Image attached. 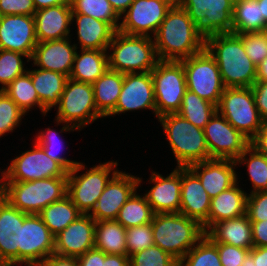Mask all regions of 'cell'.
<instances>
[{
  "label": "cell",
  "mask_w": 267,
  "mask_h": 266,
  "mask_svg": "<svg viewBox=\"0 0 267 266\" xmlns=\"http://www.w3.org/2000/svg\"><path fill=\"white\" fill-rule=\"evenodd\" d=\"M96 221L89 214H81L54 237V253L79 257L94 248Z\"/></svg>",
  "instance_id": "20"
},
{
  "label": "cell",
  "mask_w": 267,
  "mask_h": 266,
  "mask_svg": "<svg viewBox=\"0 0 267 266\" xmlns=\"http://www.w3.org/2000/svg\"><path fill=\"white\" fill-rule=\"evenodd\" d=\"M141 178L116 169L89 215L96 221L115 220L121 207L141 185Z\"/></svg>",
  "instance_id": "16"
},
{
  "label": "cell",
  "mask_w": 267,
  "mask_h": 266,
  "mask_svg": "<svg viewBox=\"0 0 267 266\" xmlns=\"http://www.w3.org/2000/svg\"><path fill=\"white\" fill-rule=\"evenodd\" d=\"M175 2L176 0H134L123 14L118 31L129 35L155 36L167 11Z\"/></svg>",
  "instance_id": "13"
},
{
  "label": "cell",
  "mask_w": 267,
  "mask_h": 266,
  "mask_svg": "<svg viewBox=\"0 0 267 266\" xmlns=\"http://www.w3.org/2000/svg\"><path fill=\"white\" fill-rule=\"evenodd\" d=\"M264 36H265V40H266V43H267V27L262 31Z\"/></svg>",
  "instance_id": "64"
},
{
  "label": "cell",
  "mask_w": 267,
  "mask_h": 266,
  "mask_svg": "<svg viewBox=\"0 0 267 266\" xmlns=\"http://www.w3.org/2000/svg\"><path fill=\"white\" fill-rule=\"evenodd\" d=\"M106 255L103 251L93 248L77 257V261L79 266H102Z\"/></svg>",
  "instance_id": "53"
},
{
  "label": "cell",
  "mask_w": 267,
  "mask_h": 266,
  "mask_svg": "<svg viewBox=\"0 0 267 266\" xmlns=\"http://www.w3.org/2000/svg\"><path fill=\"white\" fill-rule=\"evenodd\" d=\"M56 122L65 123L60 133L81 130L102 116L98 113L94 102V89L91 83L68 78L64 91L60 96Z\"/></svg>",
  "instance_id": "7"
},
{
  "label": "cell",
  "mask_w": 267,
  "mask_h": 266,
  "mask_svg": "<svg viewBox=\"0 0 267 266\" xmlns=\"http://www.w3.org/2000/svg\"><path fill=\"white\" fill-rule=\"evenodd\" d=\"M76 19L80 49L107 50L116 30L107 22L85 14L72 13Z\"/></svg>",
  "instance_id": "27"
},
{
  "label": "cell",
  "mask_w": 267,
  "mask_h": 266,
  "mask_svg": "<svg viewBox=\"0 0 267 266\" xmlns=\"http://www.w3.org/2000/svg\"><path fill=\"white\" fill-rule=\"evenodd\" d=\"M216 112V105L187 90L177 113L203 129Z\"/></svg>",
  "instance_id": "37"
},
{
  "label": "cell",
  "mask_w": 267,
  "mask_h": 266,
  "mask_svg": "<svg viewBox=\"0 0 267 266\" xmlns=\"http://www.w3.org/2000/svg\"><path fill=\"white\" fill-rule=\"evenodd\" d=\"M187 11L189 17L199 27L205 20V11H208L209 0H176Z\"/></svg>",
  "instance_id": "51"
},
{
  "label": "cell",
  "mask_w": 267,
  "mask_h": 266,
  "mask_svg": "<svg viewBox=\"0 0 267 266\" xmlns=\"http://www.w3.org/2000/svg\"><path fill=\"white\" fill-rule=\"evenodd\" d=\"M116 166H118L117 162H105L77 176L80 170L86 169L83 163L78 162L68 172L67 195L82 214H89L94 209L97 200L112 178L109 174Z\"/></svg>",
  "instance_id": "8"
},
{
  "label": "cell",
  "mask_w": 267,
  "mask_h": 266,
  "mask_svg": "<svg viewBox=\"0 0 267 266\" xmlns=\"http://www.w3.org/2000/svg\"><path fill=\"white\" fill-rule=\"evenodd\" d=\"M178 266H222V264L217 246L205 235L178 262Z\"/></svg>",
  "instance_id": "41"
},
{
  "label": "cell",
  "mask_w": 267,
  "mask_h": 266,
  "mask_svg": "<svg viewBox=\"0 0 267 266\" xmlns=\"http://www.w3.org/2000/svg\"><path fill=\"white\" fill-rule=\"evenodd\" d=\"M24 115L25 113L4 90H0V137L5 133L13 132Z\"/></svg>",
  "instance_id": "44"
},
{
  "label": "cell",
  "mask_w": 267,
  "mask_h": 266,
  "mask_svg": "<svg viewBox=\"0 0 267 266\" xmlns=\"http://www.w3.org/2000/svg\"><path fill=\"white\" fill-rule=\"evenodd\" d=\"M36 8L33 0H0V16L27 15L33 16Z\"/></svg>",
  "instance_id": "50"
},
{
  "label": "cell",
  "mask_w": 267,
  "mask_h": 266,
  "mask_svg": "<svg viewBox=\"0 0 267 266\" xmlns=\"http://www.w3.org/2000/svg\"><path fill=\"white\" fill-rule=\"evenodd\" d=\"M72 13L85 14L109 23L116 31L120 27V17L108 0H70Z\"/></svg>",
  "instance_id": "40"
},
{
  "label": "cell",
  "mask_w": 267,
  "mask_h": 266,
  "mask_svg": "<svg viewBox=\"0 0 267 266\" xmlns=\"http://www.w3.org/2000/svg\"><path fill=\"white\" fill-rule=\"evenodd\" d=\"M152 36L129 35L116 31L107 48L108 67L120 73L151 72L159 61Z\"/></svg>",
  "instance_id": "5"
},
{
  "label": "cell",
  "mask_w": 267,
  "mask_h": 266,
  "mask_svg": "<svg viewBox=\"0 0 267 266\" xmlns=\"http://www.w3.org/2000/svg\"><path fill=\"white\" fill-rule=\"evenodd\" d=\"M154 245L168 252L178 262L204 236L203 226L179 213H157L152 220Z\"/></svg>",
  "instance_id": "3"
},
{
  "label": "cell",
  "mask_w": 267,
  "mask_h": 266,
  "mask_svg": "<svg viewBox=\"0 0 267 266\" xmlns=\"http://www.w3.org/2000/svg\"><path fill=\"white\" fill-rule=\"evenodd\" d=\"M38 42L68 38L72 23L70 4H62L40 9L33 15Z\"/></svg>",
  "instance_id": "25"
},
{
  "label": "cell",
  "mask_w": 267,
  "mask_h": 266,
  "mask_svg": "<svg viewBox=\"0 0 267 266\" xmlns=\"http://www.w3.org/2000/svg\"><path fill=\"white\" fill-rule=\"evenodd\" d=\"M58 135V132L47 128L44 131L42 130V132L37 135L36 142L44 149L45 153L49 157L57 161L67 172H69L78 162L69 160L66 157H61L59 153L57 154V151L61 149L60 146L62 147V145H60L62 143L59 137H57Z\"/></svg>",
  "instance_id": "45"
},
{
  "label": "cell",
  "mask_w": 267,
  "mask_h": 266,
  "mask_svg": "<svg viewBox=\"0 0 267 266\" xmlns=\"http://www.w3.org/2000/svg\"><path fill=\"white\" fill-rule=\"evenodd\" d=\"M80 51L81 54L76 51L69 78L93 84L109 68V54L107 50L81 49Z\"/></svg>",
  "instance_id": "31"
},
{
  "label": "cell",
  "mask_w": 267,
  "mask_h": 266,
  "mask_svg": "<svg viewBox=\"0 0 267 266\" xmlns=\"http://www.w3.org/2000/svg\"><path fill=\"white\" fill-rule=\"evenodd\" d=\"M236 165L235 160L211 158L191 164L188 168L199 178L212 199L238 182L234 170Z\"/></svg>",
  "instance_id": "21"
},
{
  "label": "cell",
  "mask_w": 267,
  "mask_h": 266,
  "mask_svg": "<svg viewBox=\"0 0 267 266\" xmlns=\"http://www.w3.org/2000/svg\"><path fill=\"white\" fill-rule=\"evenodd\" d=\"M205 235L213 243H226L248 250L253 248L252 226L247 214L215 223Z\"/></svg>",
  "instance_id": "26"
},
{
  "label": "cell",
  "mask_w": 267,
  "mask_h": 266,
  "mask_svg": "<svg viewBox=\"0 0 267 266\" xmlns=\"http://www.w3.org/2000/svg\"><path fill=\"white\" fill-rule=\"evenodd\" d=\"M210 203L211 198L199 178L188 167H181L180 213L198 221L206 232Z\"/></svg>",
  "instance_id": "22"
},
{
  "label": "cell",
  "mask_w": 267,
  "mask_h": 266,
  "mask_svg": "<svg viewBox=\"0 0 267 266\" xmlns=\"http://www.w3.org/2000/svg\"><path fill=\"white\" fill-rule=\"evenodd\" d=\"M256 81H267V57L257 66Z\"/></svg>",
  "instance_id": "61"
},
{
  "label": "cell",
  "mask_w": 267,
  "mask_h": 266,
  "mask_svg": "<svg viewBox=\"0 0 267 266\" xmlns=\"http://www.w3.org/2000/svg\"><path fill=\"white\" fill-rule=\"evenodd\" d=\"M94 248L106 254L128 255L126 228L116 220L96 222Z\"/></svg>",
  "instance_id": "33"
},
{
  "label": "cell",
  "mask_w": 267,
  "mask_h": 266,
  "mask_svg": "<svg viewBox=\"0 0 267 266\" xmlns=\"http://www.w3.org/2000/svg\"><path fill=\"white\" fill-rule=\"evenodd\" d=\"M152 37L159 60L180 61L205 49V37L177 2Z\"/></svg>",
  "instance_id": "1"
},
{
  "label": "cell",
  "mask_w": 267,
  "mask_h": 266,
  "mask_svg": "<svg viewBox=\"0 0 267 266\" xmlns=\"http://www.w3.org/2000/svg\"><path fill=\"white\" fill-rule=\"evenodd\" d=\"M126 244L129 257L154 245L152 223L126 228Z\"/></svg>",
  "instance_id": "46"
},
{
  "label": "cell",
  "mask_w": 267,
  "mask_h": 266,
  "mask_svg": "<svg viewBox=\"0 0 267 266\" xmlns=\"http://www.w3.org/2000/svg\"><path fill=\"white\" fill-rule=\"evenodd\" d=\"M111 4L113 10L117 13L119 17H122L127 9L130 7L134 0H108Z\"/></svg>",
  "instance_id": "59"
},
{
  "label": "cell",
  "mask_w": 267,
  "mask_h": 266,
  "mask_svg": "<svg viewBox=\"0 0 267 266\" xmlns=\"http://www.w3.org/2000/svg\"><path fill=\"white\" fill-rule=\"evenodd\" d=\"M242 39L246 55L258 66L267 57V43L263 32L237 33Z\"/></svg>",
  "instance_id": "47"
},
{
  "label": "cell",
  "mask_w": 267,
  "mask_h": 266,
  "mask_svg": "<svg viewBox=\"0 0 267 266\" xmlns=\"http://www.w3.org/2000/svg\"><path fill=\"white\" fill-rule=\"evenodd\" d=\"M70 0H33L36 11L51 6L70 4Z\"/></svg>",
  "instance_id": "60"
},
{
  "label": "cell",
  "mask_w": 267,
  "mask_h": 266,
  "mask_svg": "<svg viewBox=\"0 0 267 266\" xmlns=\"http://www.w3.org/2000/svg\"><path fill=\"white\" fill-rule=\"evenodd\" d=\"M139 109H151L156 116L151 72L124 74L121 93L114 111L109 116Z\"/></svg>",
  "instance_id": "18"
},
{
  "label": "cell",
  "mask_w": 267,
  "mask_h": 266,
  "mask_svg": "<svg viewBox=\"0 0 267 266\" xmlns=\"http://www.w3.org/2000/svg\"><path fill=\"white\" fill-rule=\"evenodd\" d=\"M180 61L184 66L187 90L217 106L226 87L215 59L204 49Z\"/></svg>",
  "instance_id": "11"
},
{
  "label": "cell",
  "mask_w": 267,
  "mask_h": 266,
  "mask_svg": "<svg viewBox=\"0 0 267 266\" xmlns=\"http://www.w3.org/2000/svg\"><path fill=\"white\" fill-rule=\"evenodd\" d=\"M249 154V157L248 156ZM236 164L247 165L253 189L251 193L267 191V157L249 145L235 160Z\"/></svg>",
  "instance_id": "39"
},
{
  "label": "cell",
  "mask_w": 267,
  "mask_h": 266,
  "mask_svg": "<svg viewBox=\"0 0 267 266\" xmlns=\"http://www.w3.org/2000/svg\"><path fill=\"white\" fill-rule=\"evenodd\" d=\"M0 195L27 214H39L45 207L67 195V177L28 182L0 181Z\"/></svg>",
  "instance_id": "4"
},
{
  "label": "cell",
  "mask_w": 267,
  "mask_h": 266,
  "mask_svg": "<svg viewBox=\"0 0 267 266\" xmlns=\"http://www.w3.org/2000/svg\"><path fill=\"white\" fill-rule=\"evenodd\" d=\"M253 247H267V220L251 222Z\"/></svg>",
  "instance_id": "54"
},
{
  "label": "cell",
  "mask_w": 267,
  "mask_h": 266,
  "mask_svg": "<svg viewBox=\"0 0 267 266\" xmlns=\"http://www.w3.org/2000/svg\"><path fill=\"white\" fill-rule=\"evenodd\" d=\"M174 153L177 167L209 159L204 131L182 117L179 113H168L158 117Z\"/></svg>",
  "instance_id": "6"
},
{
  "label": "cell",
  "mask_w": 267,
  "mask_h": 266,
  "mask_svg": "<svg viewBox=\"0 0 267 266\" xmlns=\"http://www.w3.org/2000/svg\"><path fill=\"white\" fill-rule=\"evenodd\" d=\"M154 214L145 195L140 196L135 191L121 207L115 220L124 228H129L151 223Z\"/></svg>",
  "instance_id": "36"
},
{
  "label": "cell",
  "mask_w": 267,
  "mask_h": 266,
  "mask_svg": "<svg viewBox=\"0 0 267 266\" xmlns=\"http://www.w3.org/2000/svg\"><path fill=\"white\" fill-rule=\"evenodd\" d=\"M51 254H54V236L39 214H28L21 227L18 264L40 265Z\"/></svg>",
  "instance_id": "15"
},
{
  "label": "cell",
  "mask_w": 267,
  "mask_h": 266,
  "mask_svg": "<svg viewBox=\"0 0 267 266\" xmlns=\"http://www.w3.org/2000/svg\"><path fill=\"white\" fill-rule=\"evenodd\" d=\"M124 73L107 69L92 85L98 113L108 117L115 109L122 90Z\"/></svg>",
  "instance_id": "30"
},
{
  "label": "cell",
  "mask_w": 267,
  "mask_h": 266,
  "mask_svg": "<svg viewBox=\"0 0 267 266\" xmlns=\"http://www.w3.org/2000/svg\"><path fill=\"white\" fill-rule=\"evenodd\" d=\"M217 112L249 140L257 134L264 121L255 105L251 87L225 88Z\"/></svg>",
  "instance_id": "10"
},
{
  "label": "cell",
  "mask_w": 267,
  "mask_h": 266,
  "mask_svg": "<svg viewBox=\"0 0 267 266\" xmlns=\"http://www.w3.org/2000/svg\"><path fill=\"white\" fill-rule=\"evenodd\" d=\"M102 266H129V256L119 254H107Z\"/></svg>",
  "instance_id": "57"
},
{
  "label": "cell",
  "mask_w": 267,
  "mask_h": 266,
  "mask_svg": "<svg viewBox=\"0 0 267 266\" xmlns=\"http://www.w3.org/2000/svg\"><path fill=\"white\" fill-rule=\"evenodd\" d=\"M266 27L257 0H235L232 33L262 32Z\"/></svg>",
  "instance_id": "34"
},
{
  "label": "cell",
  "mask_w": 267,
  "mask_h": 266,
  "mask_svg": "<svg viewBox=\"0 0 267 266\" xmlns=\"http://www.w3.org/2000/svg\"><path fill=\"white\" fill-rule=\"evenodd\" d=\"M34 149L14 158L5 171L1 172L0 181L28 182L52 177H67L68 172L49 157L35 141Z\"/></svg>",
  "instance_id": "12"
},
{
  "label": "cell",
  "mask_w": 267,
  "mask_h": 266,
  "mask_svg": "<svg viewBox=\"0 0 267 266\" xmlns=\"http://www.w3.org/2000/svg\"><path fill=\"white\" fill-rule=\"evenodd\" d=\"M203 131L209 150V159L236 160L250 145V140L218 112L209 120Z\"/></svg>",
  "instance_id": "14"
},
{
  "label": "cell",
  "mask_w": 267,
  "mask_h": 266,
  "mask_svg": "<svg viewBox=\"0 0 267 266\" xmlns=\"http://www.w3.org/2000/svg\"><path fill=\"white\" fill-rule=\"evenodd\" d=\"M150 183H154V186L145 194V197L154 213H179L181 167L176 166L167 177L153 171Z\"/></svg>",
  "instance_id": "23"
},
{
  "label": "cell",
  "mask_w": 267,
  "mask_h": 266,
  "mask_svg": "<svg viewBox=\"0 0 267 266\" xmlns=\"http://www.w3.org/2000/svg\"><path fill=\"white\" fill-rule=\"evenodd\" d=\"M23 57L28 56L15 51L0 49V84L3 86L0 90H4L15 78L23 75L28 70L24 69Z\"/></svg>",
  "instance_id": "42"
},
{
  "label": "cell",
  "mask_w": 267,
  "mask_h": 266,
  "mask_svg": "<svg viewBox=\"0 0 267 266\" xmlns=\"http://www.w3.org/2000/svg\"><path fill=\"white\" fill-rule=\"evenodd\" d=\"M154 84L156 117L180 110L187 91L184 66L181 61L159 60L151 71Z\"/></svg>",
  "instance_id": "9"
},
{
  "label": "cell",
  "mask_w": 267,
  "mask_h": 266,
  "mask_svg": "<svg viewBox=\"0 0 267 266\" xmlns=\"http://www.w3.org/2000/svg\"><path fill=\"white\" fill-rule=\"evenodd\" d=\"M236 182L230 188L213 197L208 213V229L215 223L246 214L247 193Z\"/></svg>",
  "instance_id": "28"
},
{
  "label": "cell",
  "mask_w": 267,
  "mask_h": 266,
  "mask_svg": "<svg viewBox=\"0 0 267 266\" xmlns=\"http://www.w3.org/2000/svg\"><path fill=\"white\" fill-rule=\"evenodd\" d=\"M251 89L259 115L267 121V81H256Z\"/></svg>",
  "instance_id": "52"
},
{
  "label": "cell",
  "mask_w": 267,
  "mask_h": 266,
  "mask_svg": "<svg viewBox=\"0 0 267 266\" xmlns=\"http://www.w3.org/2000/svg\"><path fill=\"white\" fill-rule=\"evenodd\" d=\"M217 246L222 266H241L251 250L235 247L226 243H214Z\"/></svg>",
  "instance_id": "49"
},
{
  "label": "cell",
  "mask_w": 267,
  "mask_h": 266,
  "mask_svg": "<svg viewBox=\"0 0 267 266\" xmlns=\"http://www.w3.org/2000/svg\"><path fill=\"white\" fill-rule=\"evenodd\" d=\"M260 6L261 15H263L264 21L267 23V0H257Z\"/></svg>",
  "instance_id": "62"
},
{
  "label": "cell",
  "mask_w": 267,
  "mask_h": 266,
  "mask_svg": "<svg viewBox=\"0 0 267 266\" xmlns=\"http://www.w3.org/2000/svg\"><path fill=\"white\" fill-rule=\"evenodd\" d=\"M41 266H79L77 258L51 254L40 264Z\"/></svg>",
  "instance_id": "56"
},
{
  "label": "cell",
  "mask_w": 267,
  "mask_h": 266,
  "mask_svg": "<svg viewBox=\"0 0 267 266\" xmlns=\"http://www.w3.org/2000/svg\"><path fill=\"white\" fill-rule=\"evenodd\" d=\"M235 0H209L204 22L198 27L206 38L214 34L232 33Z\"/></svg>",
  "instance_id": "32"
},
{
  "label": "cell",
  "mask_w": 267,
  "mask_h": 266,
  "mask_svg": "<svg viewBox=\"0 0 267 266\" xmlns=\"http://www.w3.org/2000/svg\"><path fill=\"white\" fill-rule=\"evenodd\" d=\"M70 44L69 37L38 42L30 60L40 69L60 72L69 77L78 49L77 44Z\"/></svg>",
  "instance_id": "24"
},
{
  "label": "cell",
  "mask_w": 267,
  "mask_h": 266,
  "mask_svg": "<svg viewBox=\"0 0 267 266\" xmlns=\"http://www.w3.org/2000/svg\"><path fill=\"white\" fill-rule=\"evenodd\" d=\"M4 92L27 113L33 106L39 107L42 112V104L34 89L31 76L28 72L15 78L5 89Z\"/></svg>",
  "instance_id": "38"
},
{
  "label": "cell",
  "mask_w": 267,
  "mask_h": 266,
  "mask_svg": "<svg viewBox=\"0 0 267 266\" xmlns=\"http://www.w3.org/2000/svg\"><path fill=\"white\" fill-rule=\"evenodd\" d=\"M241 266H254V258L250 253L246 256L245 260L242 261Z\"/></svg>",
  "instance_id": "63"
},
{
  "label": "cell",
  "mask_w": 267,
  "mask_h": 266,
  "mask_svg": "<svg viewBox=\"0 0 267 266\" xmlns=\"http://www.w3.org/2000/svg\"><path fill=\"white\" fill-rule=\"evenodd\" d=\"M246 214L251 222L267 220V191L248 195Z\"/></svg>",
  "instance_id": "48"
},
{
  "label": "cell",
  "mask_w": 267,
  "mask_h": 266,
  "mask_svg": "<svg viewBox=\"0 0 267 266\" xmlns=\"http://www.w3.org/2000/svg\"><path fill=\"white\" fill-rule=\"evenodd\" d=\"M37 43L33 16H0V49L20 52L31 59Z\"/></svg>",
  "instance_id": "17"
},
{
  "label": "cell",
  "mask_w": 267,
  "mask_h": 266,
  "mask_svg": "<svg viewBox=\"0 0 267 266\" xmlns=\"http://www.w3.org/2000/svg\"><path fill=\"white\" fill-rule=\"evenodd\" d=\"M129 266H178V261L157 245H152L132 254Z\"/></svg>",
  "instance_id": "43"
},
{
  "label": "cell",
  "mask_w": 267,
  "mask_h": 266,
  "mask_svg": "<svg viewBox=\"0 0 267 266\" xmlns=\"http://www.w3.org/2000/svg\"><path fill=\"white\" fill-rule=\"evenodd\" d=\"M81 214L68 195L48 205L39 213L44 224L54 237L62 232L70 223L75 221Z\"/></svg>",
  "instance_id": "35"
},
{
  "label": "cell",
  "mask_w": 267,
  "mask_h": 266,
  "mask_svg": "<svg viewBox=\"0 0 267 266\" xmlns=\"http://www.w3.org/2000/svg\"><path fill=\"white\" fill-rule=\"evenodd\" d=\"M250 145L267 157V121H263L257 134L250 140Z\"/></svg>",
  "instance_id": "55"
},
{
  "label": "cell",
  "mask_w": 267,
  "mask_h": 266,
  "mask_svg": "<svg viewBox=\"0 0 267 266\" xmlns=\"http://www.w3.org/2000/svg\"><path fill=\"white\" fill-rule=\"evenodd\" d=\"M27 215L0 195V266L18 264L21 227Z\"/></svg>",
  "instance_id": "19"
},
{
  "label": "cell",
  "mask_w": 267,
  "mask_h": 266,
  "mask_svg": "<svg viewBox=\"0 0 267 266\" xmlns=\"http://www.w3.org/2000/svg\"><path fill=\"white\" fill-rule=\"evenodd\" d=\"M205 49L215 59L226 88L254 85L257 66L246 55L242 39L237 34L210 35L205 38Z\"/></svg>",
  "instance_id": "2"
},
{
  "label": "cell",
  "mask_w": 267,
  "mask_h": 266,
  "mask_svg": "<svg viewBox=\"0 0 267 266\" xmlns=\"http://www.w3.org/2000/svg\"><path fill=\"white\" fill-rule=\"evenodd\" d=\"M250 254L254 258V266H267V247H253Z\"/></svg>",
  "instance_id": "58"
},
{
  "label": "cell",
  "mask_w": 267,
  "mask_h": 266,
  "mask_svg": "<svg viewBox=\"0 0 267 266\" xmlns=\"http://www.w3.org/2000/svg\"><path fill=\"white\" fill-rule=\"evenodd\" d=\"M37 92L39 100L42 104V114L47 112L59 104L68 76L50 70L34 69L27 71Z\"/></svg>",
  "instance_id": "29"
}]
</instances>
